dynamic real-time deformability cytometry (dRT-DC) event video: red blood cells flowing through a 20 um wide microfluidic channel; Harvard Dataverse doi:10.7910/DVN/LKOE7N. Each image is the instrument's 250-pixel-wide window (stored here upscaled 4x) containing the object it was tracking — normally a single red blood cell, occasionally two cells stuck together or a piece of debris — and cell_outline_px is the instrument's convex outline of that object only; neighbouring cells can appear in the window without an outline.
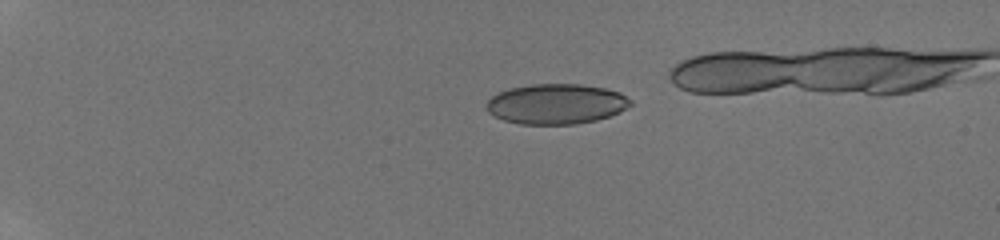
{"species": "human", "species_latin": "Homo sapiens", "temperature_condition": "room temperature", "stored_images_in_passage": 31, "camera_frame_rate_fps": 3000, "um_per_image_px": 0.085, "donor": {"sex": "male"}, "frame": {"image": 1, "passage_image": 1, "time_ms": 0.0, "image_size_px": [1000, 240], "cell_outline_px": [[632, 104], [620, 112], [596, 120], [576, 124], [520, 124], [504, 120], [488, 112], [484, 104], [492, 96], [508, 88], [532, 84], [580, 84], [604, 88], [620, 92], [632, 100]], "centroid_in_image_um": [47.28, 8.83], "position_along_channel_um": 37.7, "area_um2": 33.81}}
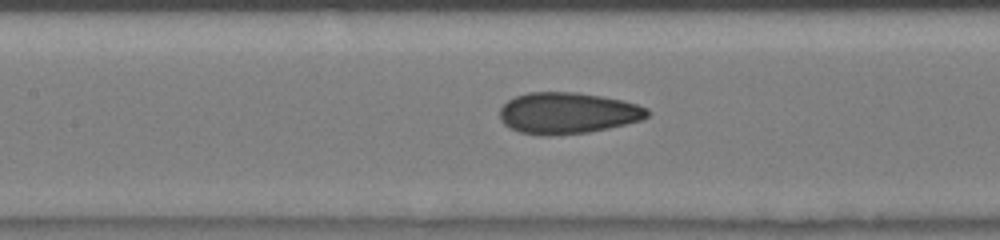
{"frame": {"image": 2, "passage_image": 12, "time_ms": 5.0, "image_size_px": [1000, 240], "cell_outline_px": [[652, 112], [644, 120], [608, 128], [588, 132], [552, 136], [540, 136], [520, 132], [508, 128], [500, 120], [500, 108], [508, 100], [516, 96], [528, 92], [576, 92], [600, 96], [620, 100], [636, 104], [648, 108]], "centroid_in_image_um": [48.24, 9.62], "position_along_channel_um": 159.2, "area_um2": 35.84}}
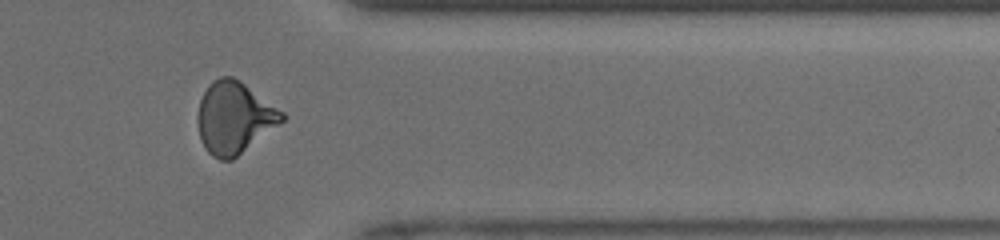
{"frame": {"image": 3, "passage_image": 28, "time_ms": 10.667, "image_size_px": [1000, 240], "cell_outline_px": [[284, 120], [280, 124], [232, 160], [220, 160], [212, 156], [204, 148], [200, 140], [196, 120], [196, 116], [200, 100], [208, 84], [212, 80], [220, 76], [232, 76], [244, 84], [284, 112]], "centroid_in_image_um": [19.87, 10.02], "position_along_channel_um": 391.5, "area_um2": 35.32}}